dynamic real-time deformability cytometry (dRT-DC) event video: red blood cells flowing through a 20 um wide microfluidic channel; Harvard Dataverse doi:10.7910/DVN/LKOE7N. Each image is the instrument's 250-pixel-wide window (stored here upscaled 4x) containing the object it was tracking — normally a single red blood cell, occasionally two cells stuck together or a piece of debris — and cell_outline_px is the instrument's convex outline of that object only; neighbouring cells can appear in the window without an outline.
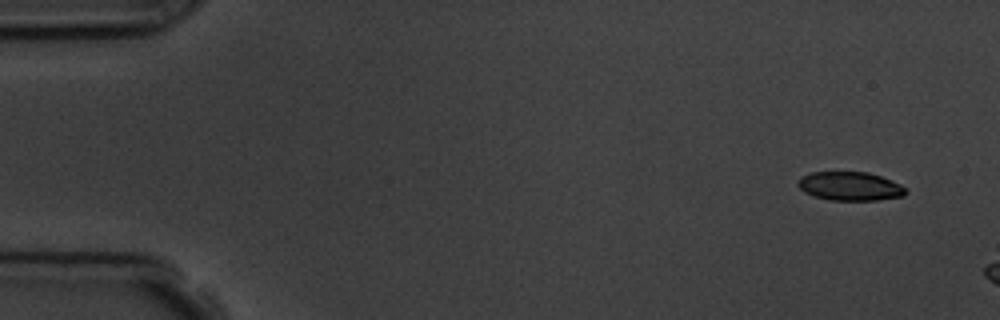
{"species": "common noctule bat (a hibernating species)", "species_latin": "Nyctalus noctula", "temperature_condition": "room temperature", "stored_images_in_passage": 3, "camera_frame_rate_fps": 3000, "um_per_image_px": 0.085, "animal": {"sex": "male", "body_mass_g": 19.5, "forearm_length_mm": 54.6}, "frame": {"image": 1, "passage_image": 1, "time_ms": 0.0, "image_size_px": [1000, 320], "cell_outline_px": [[908, 192], [904, 196], [876, 200], [832, 200], [816, 196], [804, 192], [796, 184], [800, 176], [812, 172], [868, 172], [892, 180], [900, 184]], "centroid_in_image_um": [72.25, 15.82], "position_along_channel_um": 12.8, "area_um2": 18.03}}